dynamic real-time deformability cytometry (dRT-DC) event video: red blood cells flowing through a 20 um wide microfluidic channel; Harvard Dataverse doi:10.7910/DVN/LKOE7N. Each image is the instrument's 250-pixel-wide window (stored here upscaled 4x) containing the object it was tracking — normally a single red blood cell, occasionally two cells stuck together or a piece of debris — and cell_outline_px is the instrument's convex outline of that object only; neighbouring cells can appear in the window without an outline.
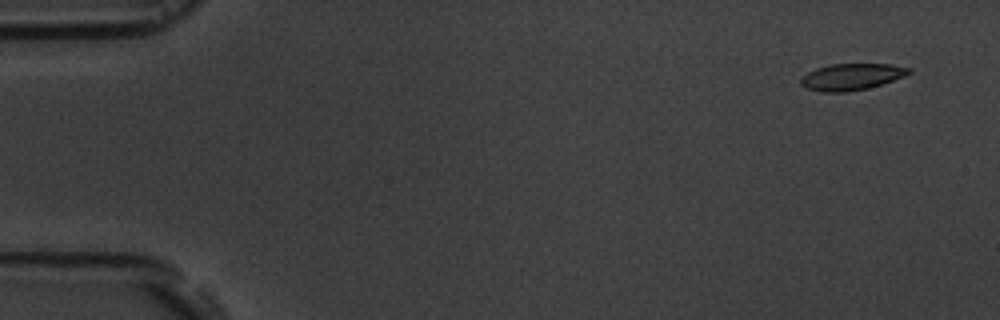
{"species": "common noctule bat (a hibernating species)", "species_latin": "Nyctalus noctula", "temperature_condition": "room temperature", "stored_images_in_passage": 5, "camera_frame_rate_fps": 3000, "um_per_image_px": 0.085, "animal": {"sex": "male", "body_mass_g": 19.5, "forearm_length_mm": 54.6}, "frame": {"image": 1, "passage_image": 1, "time_ms": 0.0, "image_size_px": [1000, 320], "cell_outline_px": [[912, 72], [904, 76], [868, 88], [848, 92], [820, 92], [804, 88], [800, 84], [800, 80], [808, 72], [816, 68], [828, 64], [892, 64], [912, 68]], "centroid_in_image_um": [72.36, 6.53], "position_along_channel_um": 12.6, "area_um2": 16.82}}
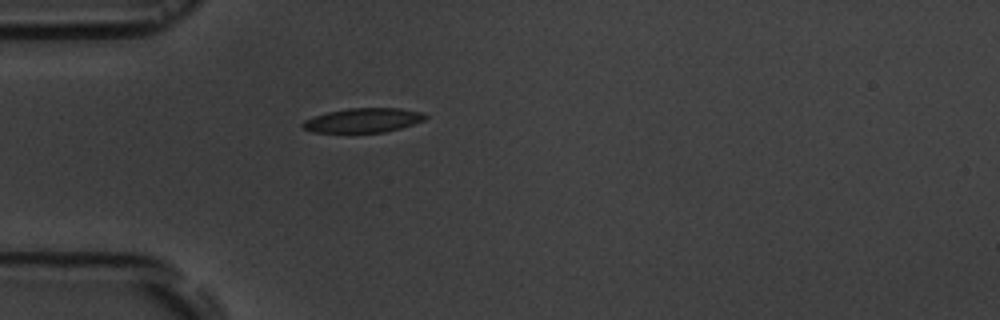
{"frame": {"image": 2, "passage_image": 5, "time_ms": 4.333, "image_size_px": [1000, 320], "cell_outline_px": [[428, 116], [424, 120], [400, 128], [384, 132], [312, 132], [304, 128], [300, 124], [304, 120], [328, 112], [348, 108], [400, 108], [424, 112]], "centroid_in_image_um": [30.89, 10.22], "position_along_channel_um": 54.1, "area_um2": 17.28}}